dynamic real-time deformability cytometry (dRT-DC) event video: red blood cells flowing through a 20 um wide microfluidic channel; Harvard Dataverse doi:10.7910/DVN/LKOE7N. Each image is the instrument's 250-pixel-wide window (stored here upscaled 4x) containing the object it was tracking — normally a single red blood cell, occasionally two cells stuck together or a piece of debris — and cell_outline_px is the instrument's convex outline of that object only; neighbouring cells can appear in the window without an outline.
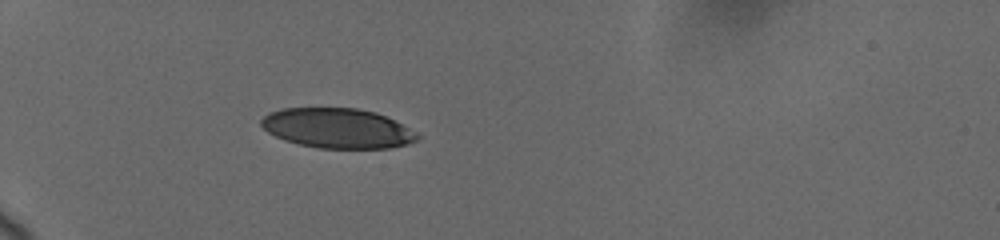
{"species": "human", "species_latin": "Homo sapiens", "temperature_condition": "cold", "stored_images_in_passage": 6, "camera_frame_rate_fps": 3000, "um_per_image_px": 0.085, "donor": {"sex": "female"}, "frame": {"image": 1, "passage_image": 1, "time_ms": 0.0, "image_size_px": [1000, 240], "cell_outline_px": [[420, 136], [416, 140], [408, 144], [388, 148], [320, 148], [300, 144], [284, 140], [268, 132], [260, 124], [260, 120], [268, 112], [284, 108], [356, 108], [376, 112], [416, 132]], "centroid_in_image_um": [28.65, 10.9], "position_along_channel_um": 56.3, "area_um2": 36.01}}
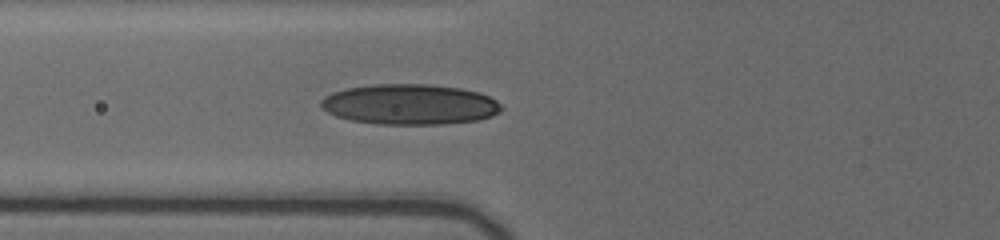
{"frame": {"image": 2, "passage_image": 6, "time_ms": 1.667, "image_size_px": [1000, 240], "cell_outline_px": [[504, 108], [500, 112], [492, 116], [480, 120], [444, 124], [380, 124], [352, 120], [336, 116], [328, 112], [320, 104], [320, 100], [324, 96], [332, 92], [348, 88], [372, 84], [428, 84], [460, 88], [480, 92], [496, 100]], "centroid_in_image_um": [34.86, 8.87], "position_along_channel_um": 90.9, "area_um2": 42.66}}